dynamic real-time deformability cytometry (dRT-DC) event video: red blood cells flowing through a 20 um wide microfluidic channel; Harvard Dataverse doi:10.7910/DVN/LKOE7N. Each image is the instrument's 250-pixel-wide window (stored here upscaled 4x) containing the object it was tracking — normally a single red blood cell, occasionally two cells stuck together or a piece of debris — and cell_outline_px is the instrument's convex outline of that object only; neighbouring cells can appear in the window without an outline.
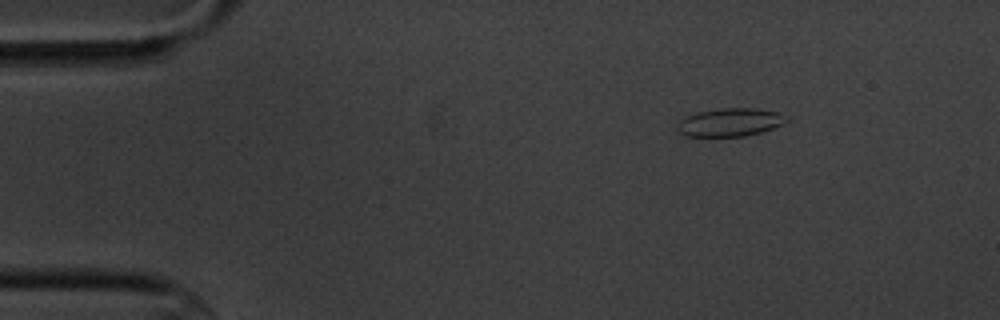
{"species": "common noctule bat (a hibernating species)", "species_latin": "Nyctalus noctula", "temperature_condition": "cold", "stored_images_in_passage": 4, "camera_frame_rate_fps": 3000, "um_per_image_px": 0.085, "animal": {"sex": "male", "body_mass_g": 20.1, "forearm_length_mm": 53.5}, "frame": {"image": 1, "passage_image": 2, "time_ms": 1.333, "image_size_px": [1000, 320], "cell_outline_px": [[788, 120], [784, 124], [760, 132], [744, 136], [688, 136], [680, 132], [676, 128], [680, 120], [688, 116], [700, 112], [724, 108], [756, 108], [776, 112], [788, 116]], "centroid_in_image_um": [62.09, 10.39], "position_along_channel_um": 22.9, "area_um2": 17.63}}
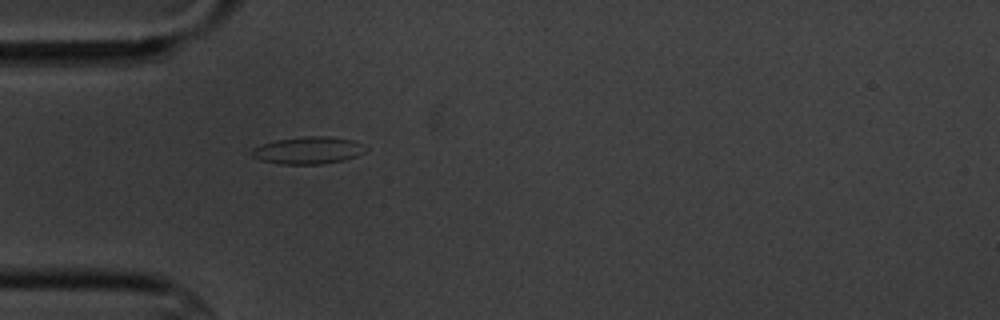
{"frame": {"image": 2, "passage_image": 4, "time_ms": 4.333, "image_size_px": [1000, 320], "cell_outline_px": [[368, 148], [364, 152], [356, 156], [344, 160], [320, 164], [280, 164], [260, 160], [252, 156], [252, 148], [260, 144], [276, 140], [304, 136], [328, 136], [352, 140]], "centroid_in_image_um": [26.17, 12.78], "position_along_channel_um": 58.8, "area_um2": 18.03}}